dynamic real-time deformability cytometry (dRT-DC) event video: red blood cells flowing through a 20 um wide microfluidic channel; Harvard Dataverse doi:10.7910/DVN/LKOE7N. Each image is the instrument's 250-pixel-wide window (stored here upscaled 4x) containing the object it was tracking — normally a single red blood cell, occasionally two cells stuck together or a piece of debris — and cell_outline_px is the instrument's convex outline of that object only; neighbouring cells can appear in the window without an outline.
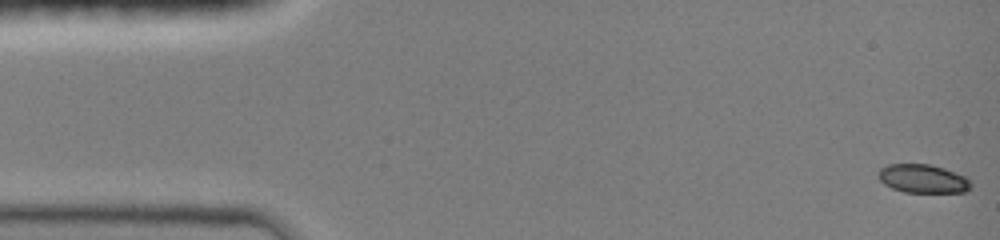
{"species": "common noctule bat (a hibernating species)", "species_latin": "Nyctalus noctula", "temperature_condition": "room temperature", "stored_images_in_passage": 7, "camera_frame_rate_fps": 3000, "um_per_image_px": 0.085, "animal": {"sex": "female", "body_mass_g": 19.0, "forearm_length_mm": 51.5}, "frame": {"image": 1, "passage_image": 1, "time_ms": 0.0, "image_size_px": [1000, 240], "cell_outline_px": [[972, 188], [964, 192], [904, 192], [892, 188], [884, 184], [876, 176], [880, 168], [888, 164], [928, 164], [944, 168], [964, 176], [972, 184]], "centroid_in_image_um": [78.42, 15.19], "position_along_channel_um": 6.6, "area_um2": 15.43}}